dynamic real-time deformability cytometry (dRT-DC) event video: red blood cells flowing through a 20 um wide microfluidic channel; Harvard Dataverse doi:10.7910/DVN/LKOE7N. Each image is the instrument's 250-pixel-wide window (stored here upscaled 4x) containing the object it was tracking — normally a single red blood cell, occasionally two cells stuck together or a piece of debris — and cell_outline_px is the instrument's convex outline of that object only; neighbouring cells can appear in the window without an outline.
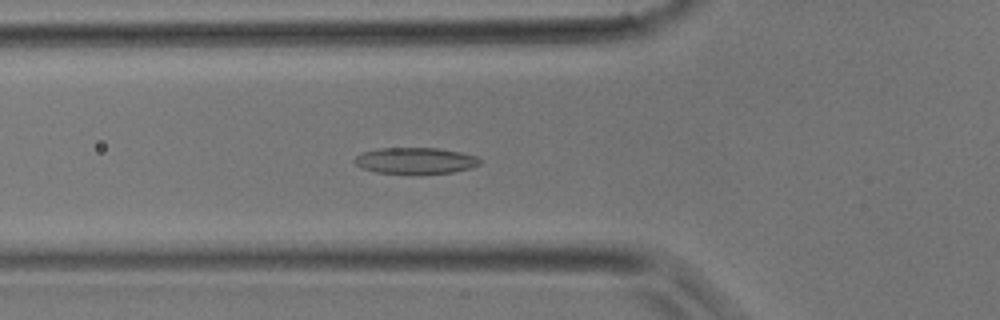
{"species": "common noctule bat (a hibernating species)", "species_latin": "Nyctalus noctula", "temperature_condition": "room temperature", "stored_images_in_passage": 40, "camera_frame_rate_fps": 3000, "um_per_image_px": 0.085, "animal": {"sex": "male", "body_mass_g": 17.9}, "frame": {"image": 1, "passage_image": 14, "time_ms": 4.333, "image_size_px": [1000, 320], "cell_outline_px": [[480, 164], [472, 168], [452, 172], [376, 172], [360, 168], [352, 160], [360, 152], [380, 148], [440, 148], [460, 152], [476, 156], [480, 160]], "centroid_in_image_um": [35.28, 13.63], "position_along_channel_um": 90.5, "area_um2": 18.84}}
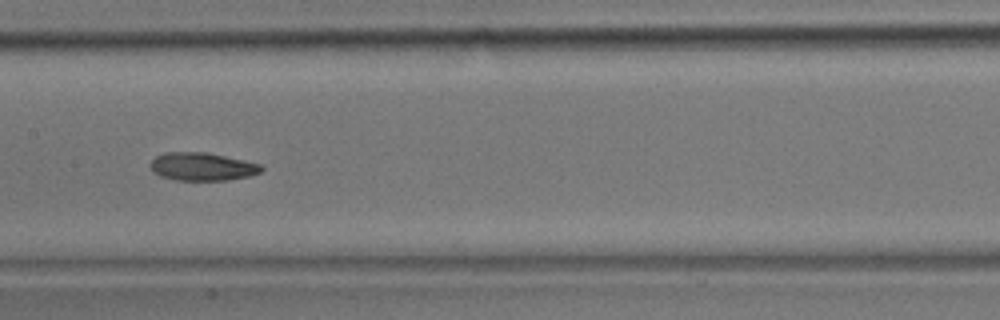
{"frame": {"image": 2, "passage_image": 20, "time_ms": 6.333, "image_size_px": [1000, 320], "cell_outline_px": [[264, 168], [260, 172], [248, 176], [228, 180], [176, 180], [160, 176], [152, 172], [152, 160], [156, 156], [164, 152], [204, 152], [224, 156], [260, 164]], "centroid_in_image_um": [17.17, 14.16], "position_along_channel_um": 190.2, "area_um2": 17.92}}
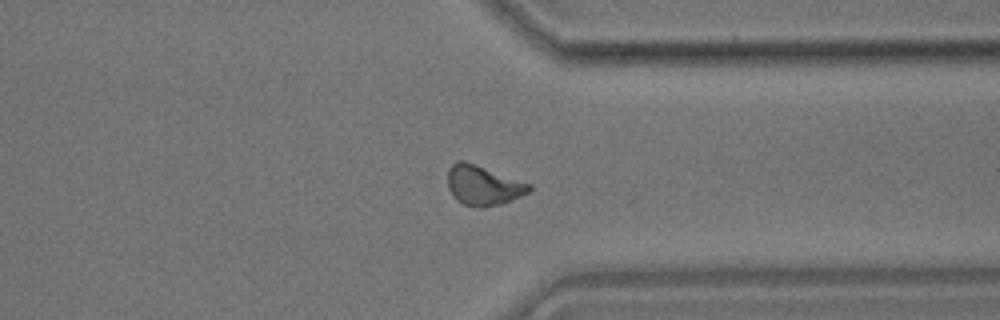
{"frame": {"image": 3, "passage_image": 31, "time_ms": 10.0, "image_size_px": [1000, 320], "cell_outline_px": [[532, 188], [528, 192], [520, 196], [500, 204], [484, 208], [480, 208], [464, 204], [456, 200], [452, 196], [448, 188], [448, 168], [456, 160], [464, 160], [476, 164], [532, 184]], "centroid_in_image_um": [41.05, 15.75], "position_along_channel_um": 370.4, "area_um2": 19.02}}